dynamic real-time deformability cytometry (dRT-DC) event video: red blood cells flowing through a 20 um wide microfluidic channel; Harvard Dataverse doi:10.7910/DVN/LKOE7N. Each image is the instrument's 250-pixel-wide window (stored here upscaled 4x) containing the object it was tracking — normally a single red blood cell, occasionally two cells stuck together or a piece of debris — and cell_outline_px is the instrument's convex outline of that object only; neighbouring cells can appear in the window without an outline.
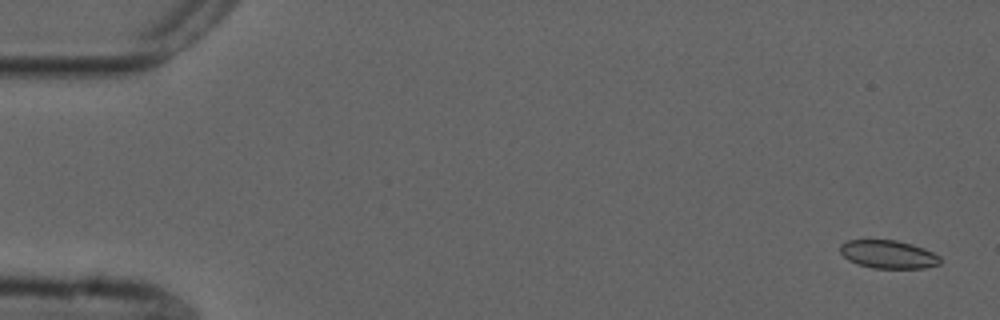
{"species": "common noctule bat (a hibernating species)", "species_latin": "Nyctalus noctula", "temperature_condition": "cold", "stored_images_in_passage": 54, "camera_frame_rate_fps": 3000, "um_per_image_px": 0.085, "animal": {"sex": "male", "forearm_length_mm": 52.5}, "frame": {"image": 1, "passage_image": 2, "time_ms": 0.333, "image_size_px": [1000, 320], "cell_outline_px": [[940, 264], [924, 268], [872, 268], [848, 260], [840, 252], [840, 244], [848, 240], [896, 240], [912, 244], [924, 248], [940, 256]], "centroid_in_image_um": [75.51, 21.61], "position_along_channel_um": 9.5, "area_um2": 16.36}}
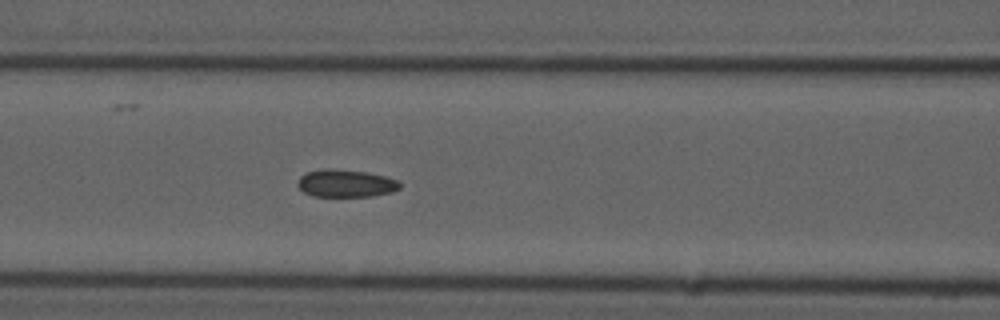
{"frame": {"image": 2, "passage_image": 23, "time_ms": 7.333, "image_size_px": [1000, 320], "cell_outline_px": [[400, 188], [392, 192], [372, 196], [316, 196], [304, 192], [296, 184], [300, 176], [308, 172], [324, 168], [328, 168], [368, 172], [400, 180]], "centroid_in_image_um": [29.41, 15.58], "position_along_channel_um": 137.2, "area_um2": 16.42}}
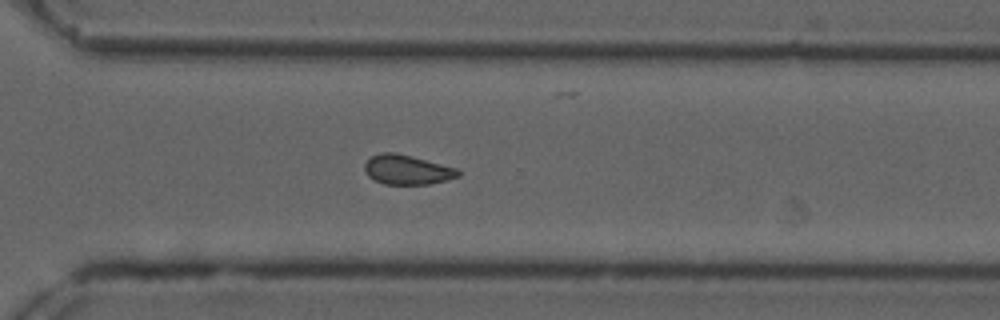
{"frame": {"image": 3, "passage_image": 39, "time_ms": 12.667, "image_size_px": [1000, 320], "cell_outline_px": [[460, 176], [448, 180], [428, 184], [384, 184], [368, 176], [364, 168], [364, 164], [372, 156], [380, 152], [392, 152], [412, 156], [456, 168], [460, 172]], "centroid_in_image_um": [34.61, 14.43], "position_along_channel_um": 336.0, "area_um2": 16.01}, "authors_computed_cell_mechanics": {"area_um2": 16.5308, "velocity_mm_per_s": 3.7349, "shape_relaxation_time_tau1_ms": null, "shape_relaxation_time_tau2_ms": 2.9099, "deformation_change_tau1": null, "deformation_change_tau2": 0.0832}}